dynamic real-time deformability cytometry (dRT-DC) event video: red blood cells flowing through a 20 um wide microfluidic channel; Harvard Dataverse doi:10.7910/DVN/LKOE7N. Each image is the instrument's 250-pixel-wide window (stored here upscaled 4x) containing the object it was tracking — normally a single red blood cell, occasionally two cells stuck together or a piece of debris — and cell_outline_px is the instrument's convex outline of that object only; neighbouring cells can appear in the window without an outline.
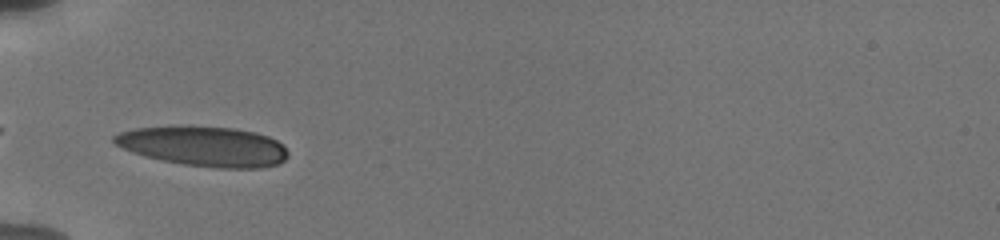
{"species": "human", "species_latin": "Homo sapiens", "temperature_condition": "cold", "stored_images_in_passage": 37, "camera_frame_rate_fps": 3000, "um_per_image_px": 0.085, "donor": {"sex": "male"}, "frame": {"image": 1, "passage_image": 1, "time_ms": 0.0, "image_size_px": [1000, 240], "cell_outline_px": [[288, 156], [284, 160], [276, 164], [260, 168], [216, 168], [184, 164], [144, 156], [132, 152], [116, 144], [112, 140], [112, 136], [120, 132], [136, 128], [184, 124], [192, 124], [236, 128], [256, 132], [268, 136], [276, 140], [288, 152]], "centroid_in_image_um": [17.31, 12.4], "position_along_channel_um": 67.7, "area_um2": 40.98}}
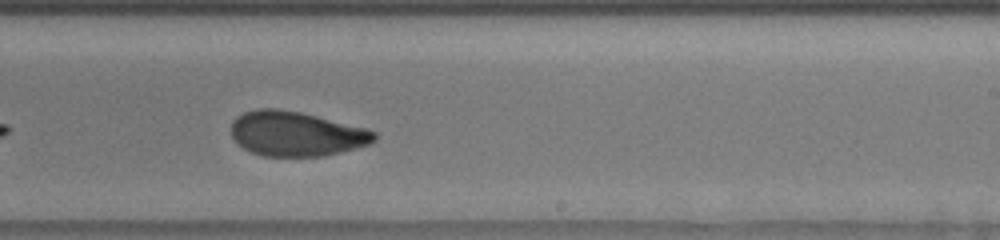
{"frame": {"image": 2, "passage_image": 17, "time_ms": 5.333, "image_size_px": [1000, 240], "cell_outline_px": [[376, 140], [368, 144], [356, 148], [324, 156], [264, 156], [252, 152], [236, 144], [232, 136], [232, 120], [236, 116], [244, 112], [256, 108], [276, 108], [300, 112], [368, 128], [376, 132]], "centroid_in_image_um": [25.16, 11.36], "position_along_channel_um": 263.8, "area_um2": 37.45}}
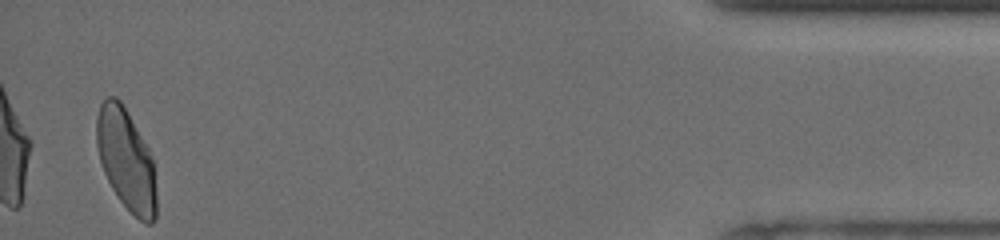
{"frame": {"image": 3, "passage_image": 36, "time_ms": 11.333, "image_size_px": [1000, 240], "cell_outline_px": [[156, 220], [152, 224], [144, 224], [120, 200], [112, 188], [104, 172], [100, 160], [96, 144], [96, 116], [100, 104], [104, 96], [116, 96], [120, 100], [148, 148], [152, 156], [156, 192]], "centroid_in_image_um": [10.71, 13.56], "position_along_channel_um": 424.5, "area_um2": 35.2}, "authors_computed_cell_mechanics": {"area_um2": 37.1076, "velocity_mm_per_s": 3.773, "shape_relaxation_time_tau1_ms": 4.442, "shape_relaxation_time_tau2_ms": 1.3836, "deformation_change_tau1": 0.1469, "deformation_change_tau2": 0.065}}